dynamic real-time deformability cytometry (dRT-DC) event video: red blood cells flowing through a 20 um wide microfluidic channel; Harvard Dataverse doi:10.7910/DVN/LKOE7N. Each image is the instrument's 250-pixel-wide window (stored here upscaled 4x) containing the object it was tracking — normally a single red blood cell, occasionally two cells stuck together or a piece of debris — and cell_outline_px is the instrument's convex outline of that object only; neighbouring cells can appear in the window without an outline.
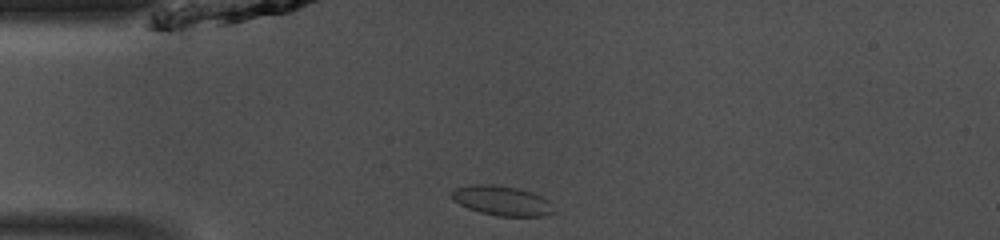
{"species": "common noctule bat (a hibernating species)", "species_latin": "Nyctalus noctula", "temperature_condition": "room temperature", "stored_images_in_passage": 37, "camera_frame_rate_fps": 3000, "um_per_image_px": 0.085, "animal": {"sex": "male", "body_mass_g": 13.0, "forearm_length_mm": 53.1}, "frame": {"image": 1, "passage_image": 1, "time_ms": 0.0, "image_size_px": [1000, 240], "cell_outline_px": [[556, 212], [544, 216], [496, 216], [480, 212], [468, 208], [452, 200], [452, 192], [456, 188], [472, 184], [492, 184], [516, 188], [532, 192], [548, 200]], "centroid_in_image_um": [42.67, 17.06], "position_along_channel_um": 42.3, "area_um2": 17.63}}
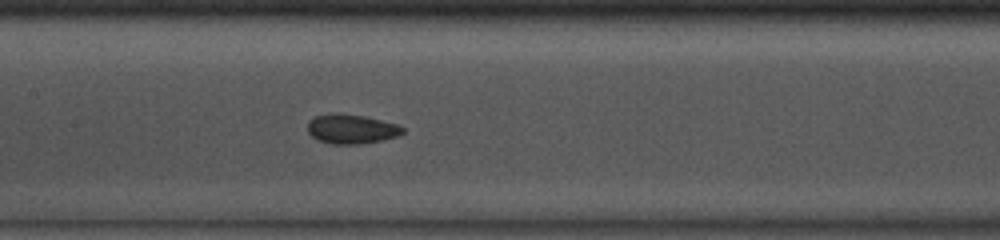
{"frame": {"image": 2, "passage_image": 12, "time_ms": 3.667, "image_size_px": [1000, 240], "cell_outline_px": [[404, 132], [400, 136], [384, 140], [360, 144], [332, 144], [320, 140], [312, 136], [308, 132], [308, 124], [316, 116], [336, 112], [364, 116], [400, 124], [404, 128]], "centroid_in_image_um": [29.94, 10.96], "position_along_channel_um": 177.5, "area_um2": 16.42}}
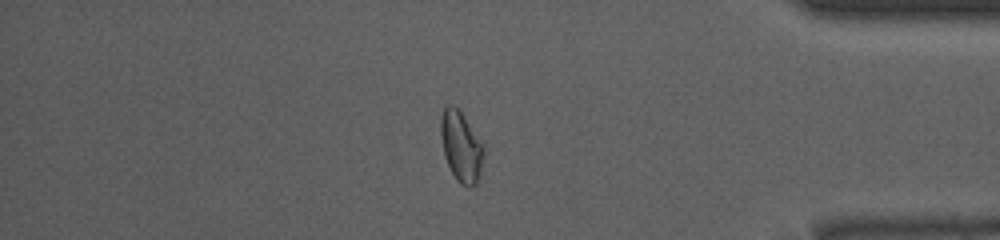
{"frame": {"image": 3, "passage_image": 30, "time_ms": 9.667, "image_size_px": [1000, 240], "cell_outline_px": [[484, 152], [480, 176], [476, 184], [472, 188], [460, 184], [456, 180], [444, 156], [440, 136], [440, 116], [444, 108], [448, 104], [452, 104], [460, 108], [484, 144]], "centroid_in_image_um": [39.2, 12.42], "position_along_channel_um": 396.0, "area_um2": 18.21}, "authors_computed_cell_mechanics": {"area_um2": 16.5886, "velocity_mm_per_s": 4.1255, "shape_relaxation_time_tau1_ms": 5.1944, "shape_relaxation_time_tau2_ms": 1.5985, "deformation_change_tau1": 0.0971, "deformation_change_tau2": 0.0419}}